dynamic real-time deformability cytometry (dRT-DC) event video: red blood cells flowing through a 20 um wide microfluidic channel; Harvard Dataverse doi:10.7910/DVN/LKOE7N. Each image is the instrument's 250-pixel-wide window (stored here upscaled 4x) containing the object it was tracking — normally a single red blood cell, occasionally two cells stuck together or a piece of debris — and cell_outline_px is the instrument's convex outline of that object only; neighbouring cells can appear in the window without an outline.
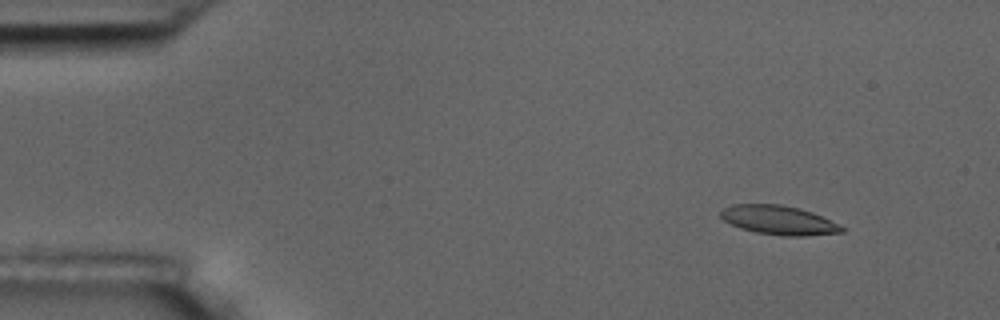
{"species": "common noctule bat (a hibernating species)", "species_latin": "Nyctalus noctula", "temperature_condition": "room temperature", "stored_images_in_passage": 10, "camera_frame_rate_fps": 3000, "um_per_image_px": 0.085, "animal": {"sex": "male", "body_mass_g": 17.5, "forearm_length_mm": 52.3}, "frame": {"image": 1, "passage_image": 1, "time_ms": 0.0, "image_size_px": [1000, 320], "cell_outline_px": [[844, 232], [804, 236], [780, 236], [756, 232], [740, 228], [724, 220], [720, 216], [720, 212], [724, 208], [732, 204], [780, 204], [800, 208], [812, 212], [844, 228]], "centroid_in_image_um": [66.16, 18.71], "position_along_channel_um": 18.8, "area_um2": 20.35}}
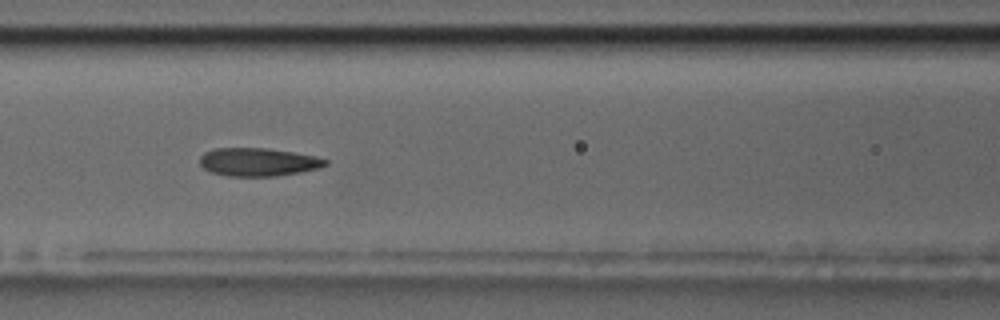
{"frame": {"image": 2, "passage_image": 6, "time_ms": 6.0, "image_size_px": [1000, 320], "cell_outline_px": [[328, 164], [320, 168], [300, 172], [276, 176], [228, 176], [212, 172], [204, 168], [200, 164], [200, 156], [204, 152], [216, 148], [268, 148], [316, 156], [328, 160]], "centroid_in_image_um": [21.96, 13.77], "position_along_channel_um": 144.6, "area_um2": 20.63}}
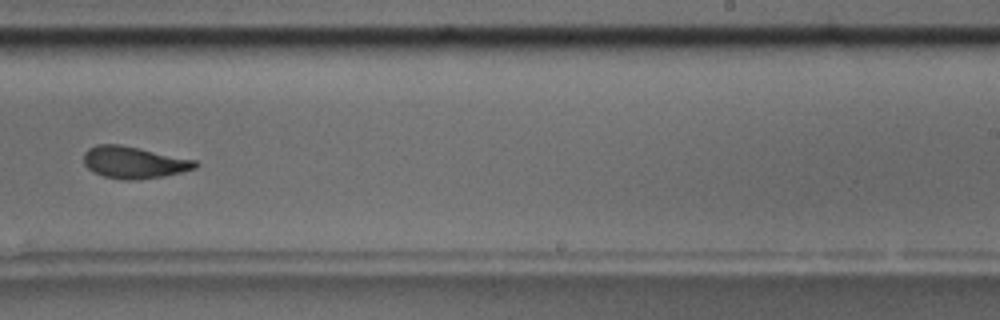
{"frame": {"image": 3, "passage_image": 9, "time_ms": 9.667, "image_size_px": [1000, 320], "cell_outline_px": [[200, 164], [196, 168], [164, 176], [132, 180], [124, 180], [104, 176], [88, 168], [84, 164], [84, 152], [88, 148], [96, 144], [120, 144], [140, 148], [196, 160]], "centroid_in_image_um": [11.39, 13.79], "position_along_channel_um": 277.6, "area_um2": 20.69}}